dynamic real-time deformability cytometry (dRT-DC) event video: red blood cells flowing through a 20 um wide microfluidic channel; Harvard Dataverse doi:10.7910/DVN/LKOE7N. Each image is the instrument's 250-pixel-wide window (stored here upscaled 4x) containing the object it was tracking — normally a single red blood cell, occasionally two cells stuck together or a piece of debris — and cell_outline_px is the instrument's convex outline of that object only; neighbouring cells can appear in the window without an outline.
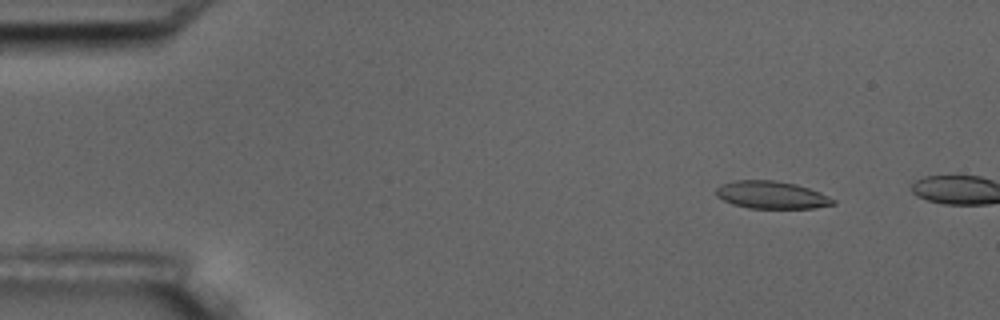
{"species": "common noctule bat (a hibernating species)", "species_latin": "Nyctalus noctula", "temperature_condition": "room temperature", "stored_images_in_passage": 3, "camera_frame_rate_fps": 3000, "um_per_image_px": 0.085, "animal": {"sex": "male", "body_mass_g": 17.5, "forearm_length_mm": 52.3}, "frame": {"image": 1, "passage_image": 2, "time_ms": 1.333, "image_size_px": [1000, 320], "cell_outline_px": [[836, 204], [816, 208], [748, 208], [732, 204], [716, 196], [716, 188], [720, 184], [736, 180], [772, 180], [796, 184], [820, 192], [836, 200]], "centroid_in_image_um": [65.58, 16.57], "position_along_channel_um": 19.4, "area_um2": 18.84}}